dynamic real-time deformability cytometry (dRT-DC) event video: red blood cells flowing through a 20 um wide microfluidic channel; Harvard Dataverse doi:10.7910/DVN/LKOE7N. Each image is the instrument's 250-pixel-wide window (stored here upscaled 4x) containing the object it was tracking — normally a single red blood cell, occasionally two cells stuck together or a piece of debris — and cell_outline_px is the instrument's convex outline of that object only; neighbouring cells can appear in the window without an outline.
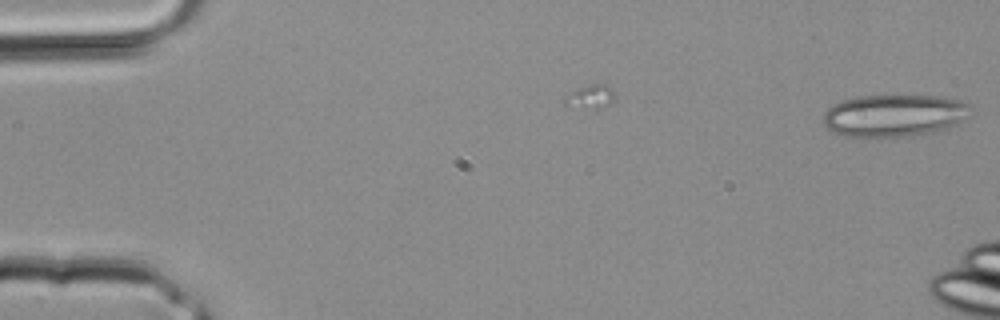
{"species": "common noctule bat (a hibernating species)", "species_latin": "Nyctalus noctula", "temperature_condition": "room temperature", "stored_images_in_passage": 9, "camera_frame_rate_fps": 3000, "um_per_image_px": 0.085, "animal": {"sex": "male", "body_mass_g": 20.4}, "frame": {"image": 1, "passage_image": 9, "time_ms": 2.667, "image_size_px": [1000, 320], "cell_outline_px": [[968, 104], [964, 120], [960, 124], [932, 132], [904, 136], [840, 136], [832, 132], [824, 124], [824, 112], [832, 104], [840, 100], [856, 96], [948, 96], [960, 100]], "centroid_in_image_um": [75.96, 9.8], "position_along_channel_um": 9.0, "area_um2": 36.13}}